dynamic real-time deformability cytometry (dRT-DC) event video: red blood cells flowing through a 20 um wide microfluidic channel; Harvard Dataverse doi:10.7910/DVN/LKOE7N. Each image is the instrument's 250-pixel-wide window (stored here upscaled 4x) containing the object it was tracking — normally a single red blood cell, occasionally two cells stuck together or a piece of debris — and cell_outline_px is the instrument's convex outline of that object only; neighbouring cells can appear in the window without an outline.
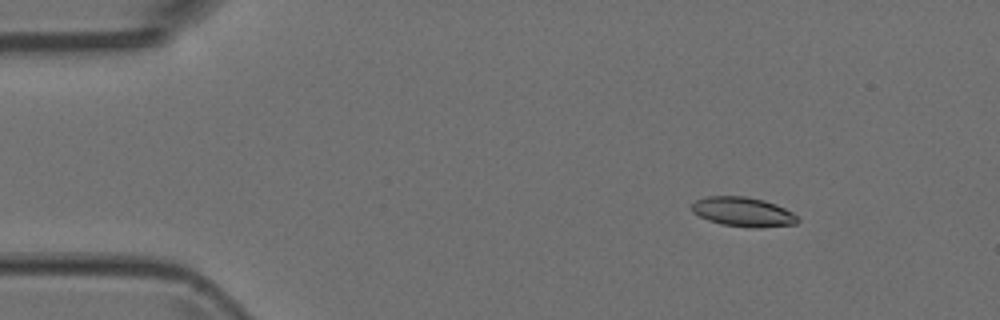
{"species": "Egyptian fruit bat (a non-hibernating species)", "species_latin": "Rousettus aegyptiacus", "temperature_condition": "room temperature", "stored_images_in_passage": 6, "camera_frame_rate_fps": 3000, "um_per_image_px": 0.085, "animal": {"sex": "female"}, "frame": {"image": 1, "passage_image": 2, "time_ms": 0.333, "image_size_px": [1000, 320], "cell_outline_px": [[800, 220], [796, 224], [760, 228], [752, 228], [720, 224], [708, 220], [692, 212], [692, 204], [696, 200], [708, 196], [744, 196], [764, 200], [776, 204], [792, 212]], "centroid_in_image_um": [63.17, 18.02], "position_along_channel_um": 21.8, "area_um2": 18.21}}
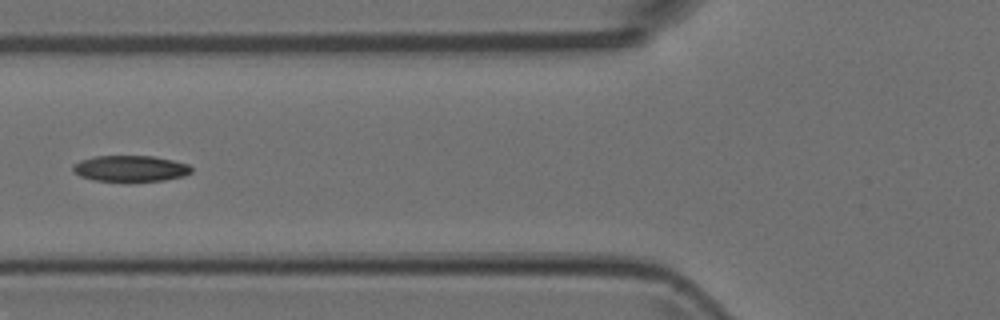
{"frame": {"image": 2, "passage_image": 5, "time_ms": 1.333, "image_size_px": [1000, 320], "cell_outline_px": [[192, 172], [184, 176], [164, 180], [128, 184], [124, 184], [92, 180], [80, 176], [72, 172], [72, 164], [80, 160], [96, 156], [152, 156], [172, 160], [188, 164], [192, 168]], "centroid_in_image_um": [11.04, 14.37], "position_along_channel_um": 114.8, "area_um2": 18.9}}
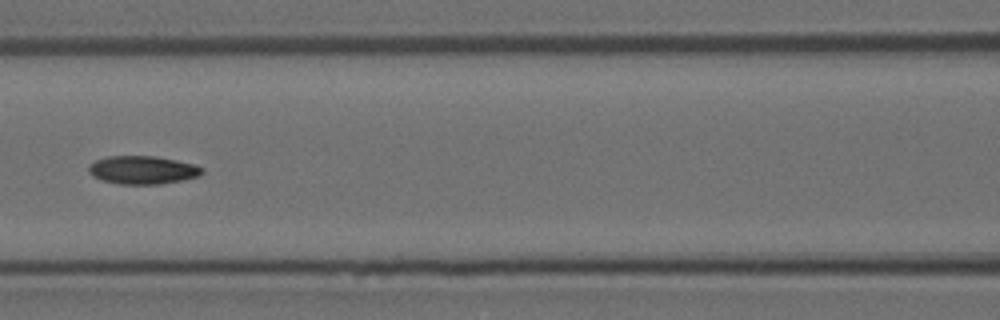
{"frame": {"image": 3, "passage_image": 6, "time_ms": 1.667, "image_size_px": [1000, 320], "cell_outline_px": [[204, 172], [200, 176], [160, 184], [120, 184], [100, 180], [92, 176], [88, 172], [88, 164], [96, 160], [108, 156], [156, 156], [176, 160], [192, 164], [204, 168]], "centroid_in_image_um": [12.09, 14.45], "position_along_channel_um": 154.5, "area_um2": 18.73}}